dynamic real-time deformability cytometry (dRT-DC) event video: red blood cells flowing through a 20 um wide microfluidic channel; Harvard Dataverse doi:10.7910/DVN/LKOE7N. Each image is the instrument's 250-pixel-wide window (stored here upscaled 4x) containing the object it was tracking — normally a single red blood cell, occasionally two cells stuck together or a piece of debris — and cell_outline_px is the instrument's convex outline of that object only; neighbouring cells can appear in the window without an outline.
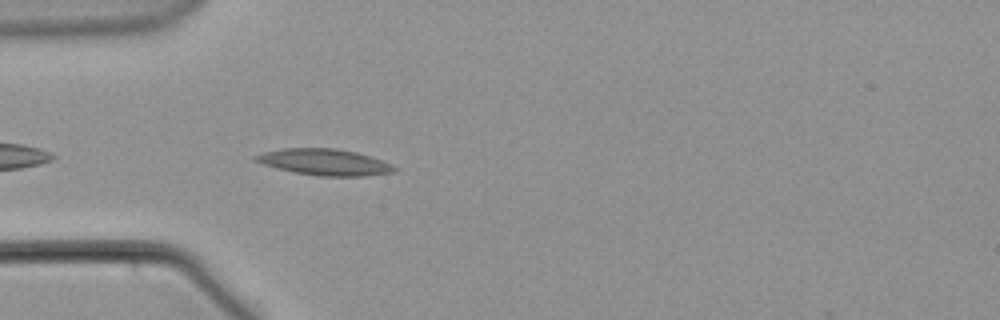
{"species": "common noctule bat (a hibernating species)", "species_latin": "Nyctalus noctula", "temperature_condition": "warm", "stored_images_in_passage": 12, "camera_frame_rate_fps": 3000, "um_per_image_px": 0.085, "animal": {"sex": "male", "body_mass_g": 21.5, "forearm_length_mm": 52.0}, "frame": {"image": 1, "passage_image": 4, "time_ms": 1.0, "image_size_px": [1000, 320], "cell_outline_px": [[400, 168], [396, 172], [364, 176], [320, 176], [296, 172], [276, 168], [252, 160], [252, 156], [264, 152], [284, 148], [336, 148], [356, 152], [392, 164]], "centroid_in_image_um": [27.6, 13.78], "position_along_channel_um": 57.4, "area_um2": 21.27}}
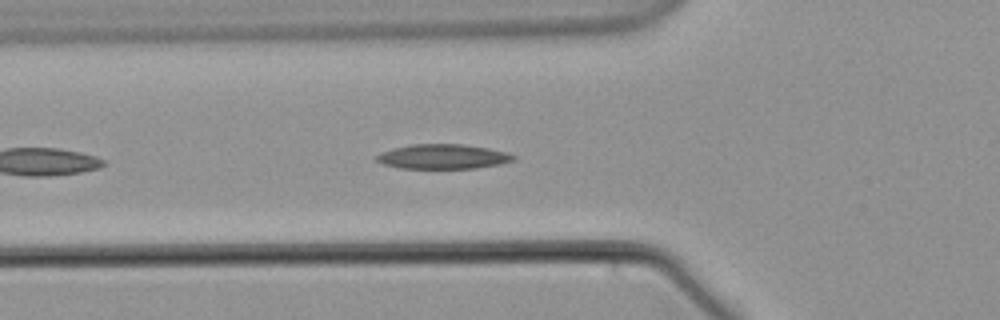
{"frame": {"image": 2, "passage_image": 7, "time_ms": 2.0, "image_size_px": [1000, 320], "cell_outline_px": [[516, 160], [500, 164], [476, 168], [400, 168], [384, 164], [376, 160], [376, 156], [380, 152], [392, 148], [412, 144], [464, 144], [488, 148], [508, 152], [516, 156]], "centroid_in_image_um": [37.68, 13.3], "position_along_channel_um": 88.1, "area_um2": 19.77}}